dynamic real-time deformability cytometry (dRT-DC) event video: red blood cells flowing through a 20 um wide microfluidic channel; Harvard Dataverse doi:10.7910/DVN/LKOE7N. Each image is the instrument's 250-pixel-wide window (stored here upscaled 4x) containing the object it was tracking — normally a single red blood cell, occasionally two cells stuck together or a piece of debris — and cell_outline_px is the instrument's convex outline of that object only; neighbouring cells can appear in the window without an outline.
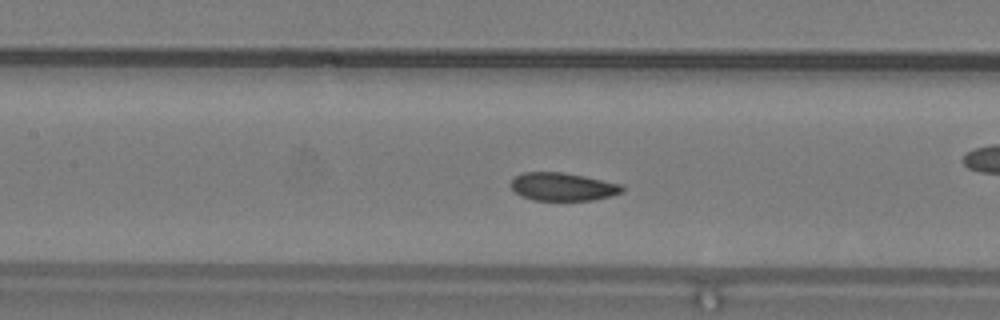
{"species": "common noctule bat (a hibernating species)", "species_latin": "Nyctalus noctula", "temperature_condition": "warm", "stored_images_in_passage": 48, "camera_frame_rate_fps": 3000, "um_per_image_px": 0.085, "animal": {"sex": "male", "body_mass_g": 19.2, "forearm_length_mm": 51.8}, "frame": {"image": 1, "passage_image": 21, "time_ms": 6.667, "image_size_px": [1000, 320], "cell_outline_px": [[624, 192], [612, 196], [592, 200], [532, 200], [520, 196], [512, 188], [512, 180], [516, 176], [524, 172], [564, 172], [584, 176], [620, 184], [624, 188]], "centroid_in_image_um": [47.85, 15.88], "position_along_channel_um": 159.5, "area_um2": 18.15}, "authors_computed_cell_mechanics": {"area_um2": 18.8139, "velocity_mm_per_s": 4.1886, "shape_relaxation_time_tau1_ms": 2.9523, "shape_relaxation_time_tau2_ms": 2.3463, "deformation_change_tau1": 0.0821, "deformation_change_tau2": 0.0542}}